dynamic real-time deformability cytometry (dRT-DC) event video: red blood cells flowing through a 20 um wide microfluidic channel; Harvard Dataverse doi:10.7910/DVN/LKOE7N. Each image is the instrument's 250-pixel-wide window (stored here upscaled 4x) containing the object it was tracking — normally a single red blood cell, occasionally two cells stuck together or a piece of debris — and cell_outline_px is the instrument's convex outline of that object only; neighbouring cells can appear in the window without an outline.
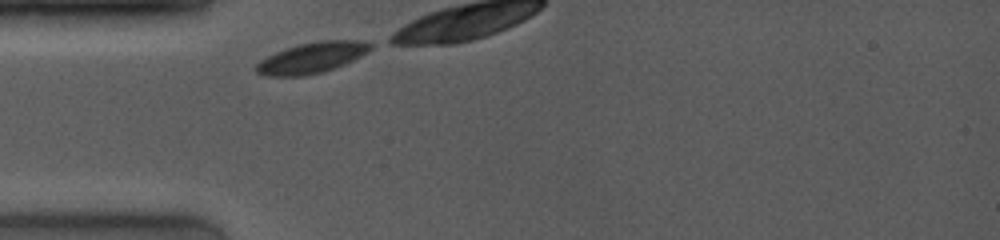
{"species": "common noctule bat (a hibernating species)", "species_latin": "Nyctalus noctula", "temperature_condition": "room temperature", "stored_images_in_passage": 1, "camera_frame_rate_fps": 4000, "um_per_image_px": 0.085, "animal": {"sex": "female", "body_mass_g": 19.0, "forearm_length_mm": 53.3}, "frame": {"image": 1, "passage_image": 1, "time_ms": 0.0, "image_size_px": [1000, 240], "cell_outline_px": [[372, 48], [360, 56], [344, 64], [324, 72], [304, 76], [264, 76], [256, 72], [256, 64], [260, 60], [276, 52], [300, 44], [320, 40], [364, 40], [372, 44]], "centroid_in_image_um": [26.51, 4.91], "position_along_channel_um": 58.5, "area_um2": 20.4}}